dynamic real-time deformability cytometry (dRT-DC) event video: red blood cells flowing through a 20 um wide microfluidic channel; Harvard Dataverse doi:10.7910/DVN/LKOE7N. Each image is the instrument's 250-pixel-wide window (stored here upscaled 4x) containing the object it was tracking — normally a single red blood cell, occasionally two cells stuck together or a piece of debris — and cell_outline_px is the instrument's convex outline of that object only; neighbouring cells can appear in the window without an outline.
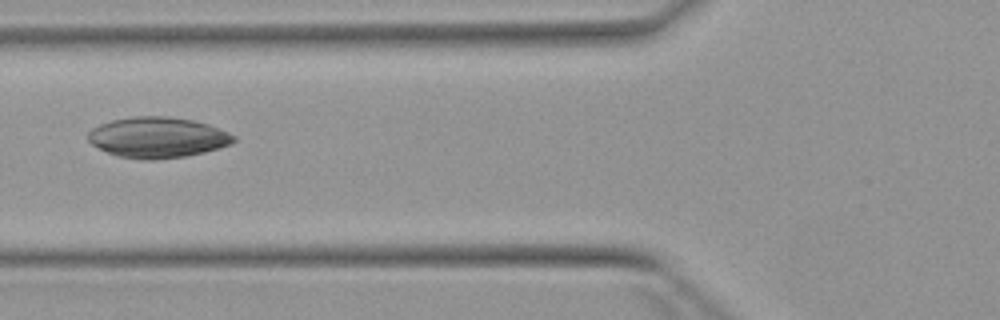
{"species": "Egyptian fruit bat (a non-hibernating species)", "species_latin": "Rousettus aegyptiacus", "temperature_condition": "warm", "stored_images_in_passage": 3, "camera_frame_rate_fps": 3000, "um_per_image_px": 0.085, "animal": {"sex": "female"}, "frame": {"image": 1, "passage_image": 3, "time_ms": 3.333, "image_size_px": [1000, 320], "cell_outline_px": [[236, 140], [232, 144], [204, 152], [184, 156], [152, 160], [144, 160], [120, 156], [108, 152], [92, 144], [88, 140], [88, 132], [92, 128], [100, 124], [112, 120], [136, 116], [168, 116], [192, 120], [208, 124], [228, 132], [236, 136]], "centroid_in_image_um": [13.41, 11.67], "position_along_channel_um": 112.4, "area_um2": 34.33}}